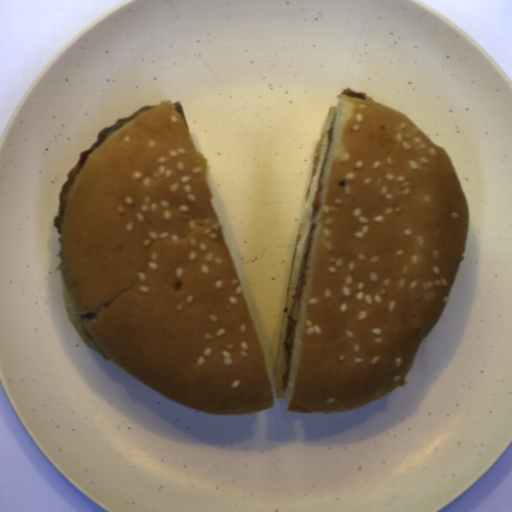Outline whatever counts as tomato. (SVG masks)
Returning <instances> with one entry per match:
<instances>
[{
    "instance_id": "512abeb7",
    "label": "tomato",
    "mask_w": 512,
    "mask_h": 512,
    "mask_svg": "<svg viewBox=\"0 0 512 512\" xmlns=\"http://www.w3.org/2000/svg\"><path fill=\"white\" fill-rule=\"evenodd\" d=\"M324 186L325 184H317V188H316V194H315V197H314V200H313V207L314 209L315 208H321V205H322V193H323V190H324Z\"/></svg>"
}]
</instances>
